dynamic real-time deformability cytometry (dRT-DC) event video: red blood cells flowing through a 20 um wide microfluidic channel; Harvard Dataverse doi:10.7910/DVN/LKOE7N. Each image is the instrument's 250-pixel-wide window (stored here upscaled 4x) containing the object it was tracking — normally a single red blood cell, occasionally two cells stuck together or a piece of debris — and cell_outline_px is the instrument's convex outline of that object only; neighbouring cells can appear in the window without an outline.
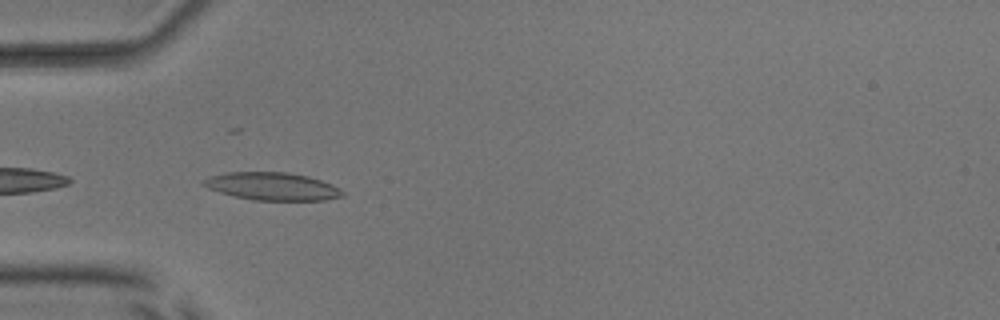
{"species": "common noctule bat (a hibernating species)", "species_latin": "Nyctalus noctula", "temperature_condition": "room temperature", "stored_images_in_passage": 18, "camera_frame_rate_fps": 3000, "um_per_image_px": 0.085, "animal": {"sex": "male", "body_mass_g": 17.9, "forearm_length_mm": 54.2}, "frame": {"image": 1, "passage_image": 3, "time_ms": 0.667, "image_size_px": [1000, 320], "cell_outline_px": [[344, 196], [324, 200], [252, 200], [232, 196], [208, 188], [200, 184], [200, 180], [208, 176], [224, 172], [288, 172], [308, 176], [332, 184], [344, 192]], "centroid_in_image_um": [23.08, 15.83], "position_along_channel_um": 61.9, "area_um2": 22.72}}
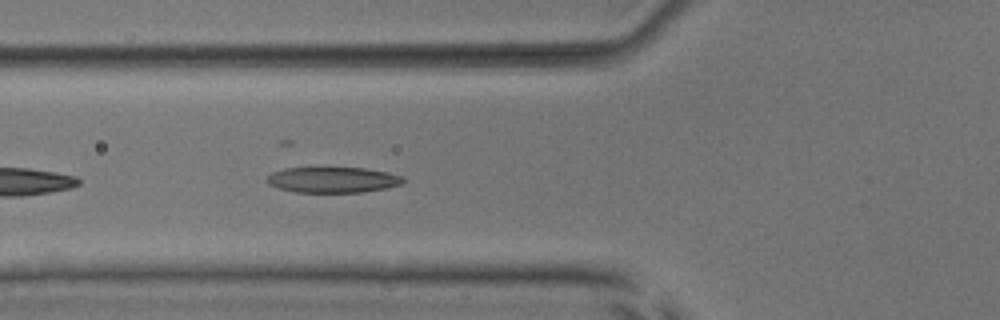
{"frame": {"image": 2, "passage_image": 6, "time_ms": 1.667, "image_size_px": [1000, 320], "cell_outline_px": [[404, 184], [364, 192], [296, 192], [280, 188], [268, 184], [264, 180], [272, 172], [284, 168], [364, 168], [388, 172], [404, 176]], "centroid_in_image_um": [28.3, 15.28], "position_along_channel_um": 97.5, "area_um2": 20.4}}